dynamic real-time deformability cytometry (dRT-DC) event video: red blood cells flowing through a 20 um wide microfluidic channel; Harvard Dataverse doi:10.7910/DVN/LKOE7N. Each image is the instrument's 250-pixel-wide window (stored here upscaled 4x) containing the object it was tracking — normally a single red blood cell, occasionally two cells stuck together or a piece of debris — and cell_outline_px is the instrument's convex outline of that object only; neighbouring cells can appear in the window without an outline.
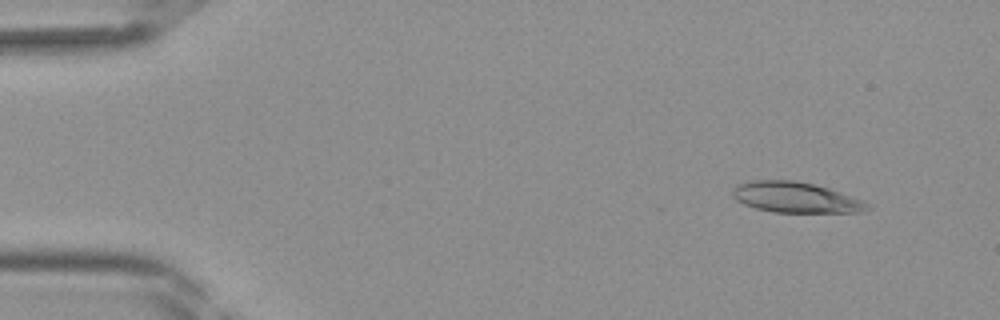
{"species": "Egyptian fruit bat (a non-hibernating species)", "species_latin": "Rousettus aegyptiacus", "temperature_condition": "room temperature", "stored_images_in_passage": 24, "camera_frame_rate_fps": 3000, "um_per_image_px": 0.085, "frame": {"image": 1, "passage_image": 3, "time_ms": 0.667, "image_size_px": [1000, 320], "cell_outline_px": [[872, 208], [860, 212], [772, 212], [756, 208], [744, 204], [736, 200], [732, 196], [732, 188], [736, 184], [752, 180], [796, 180], [828, 188], [864, 200], [872, 204]], "centroid_in_image_um": [67.63, 16.78], "position_along_channel_um": 17.4, "area_um2": 24.22}}
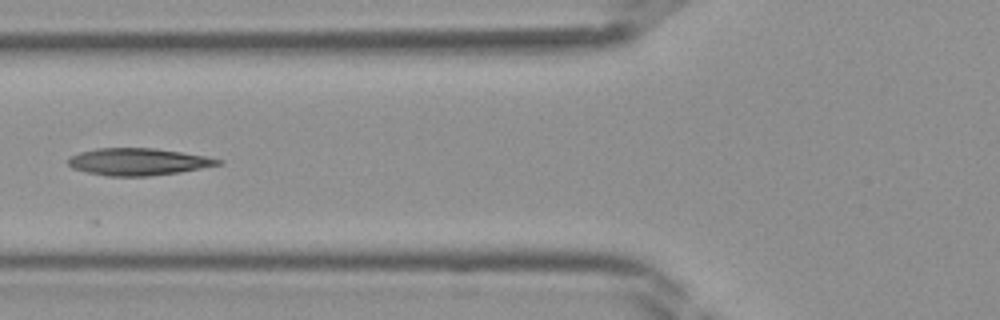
{"frame": {"image": 2, "passage_image": 15, "time_ms": 4.667, "image_size_px": [1000, 320], "cell_outline_px": [[224, 160], [220, 164], [180, 172], [148, 176], [108, 176], [88, 172], [72, 168], [68, 164], [68, 160], [72, 156], [80, 152], [96, 148], [156, 148], [204, 156]], "centroid_in_image_um": [11.73, 13.74], "position_along_channel_um": 114.1, "area_um2": 23.41}}
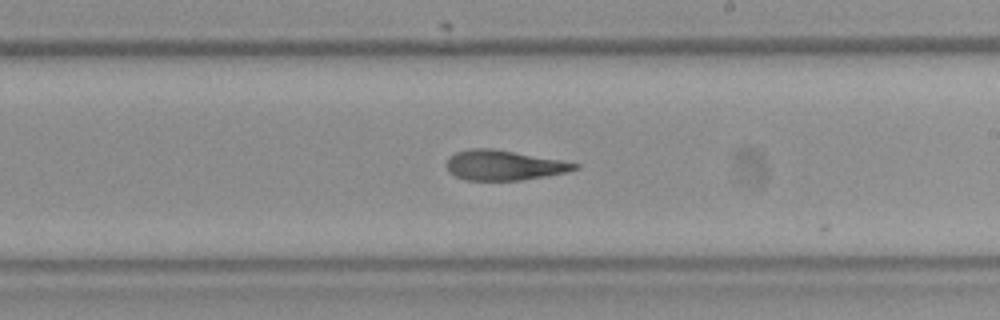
{"frame": {"image": 3, "passage_image": 23, "time_ms": 7.333, "image_size_px": [1000, 320], "cell_outline_px": [[580, 168], [564, 172], [544, 176], [520, 180], [464, 180], [448, 172], [448, 156], [456, 152], [468, 148], [492, 148], [560, 160], [580, 164]], "centroid_in_image_um": [42.79, 14.04], "position_along_channel_um": 246.2, "area_um2": 22.2}}